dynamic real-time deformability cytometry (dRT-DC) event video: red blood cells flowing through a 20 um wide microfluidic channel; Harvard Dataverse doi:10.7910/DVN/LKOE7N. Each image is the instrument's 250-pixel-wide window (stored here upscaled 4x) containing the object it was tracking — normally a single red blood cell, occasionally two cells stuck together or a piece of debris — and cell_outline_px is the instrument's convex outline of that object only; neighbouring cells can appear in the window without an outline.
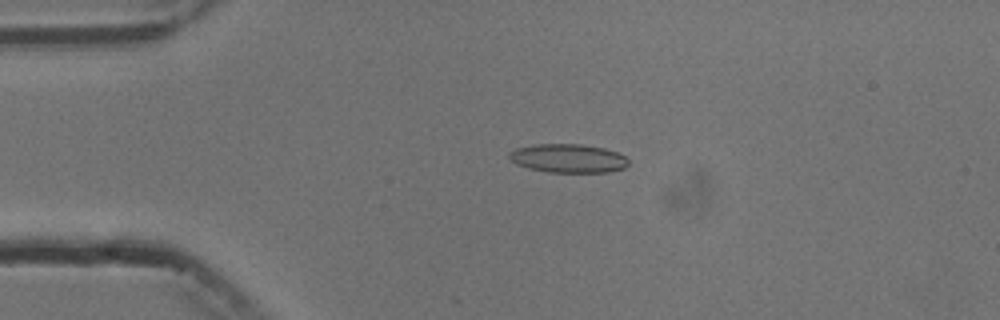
{"species": "common noctule bat (a hibernating species)", "species_latin": "Nyctalus noctula", "temperature_condition": "cold", "stored_images_in_passage": 5, "camera_frame_rate_fps": 3000, "um_per_image_px": 0.085, "animal": {"sex": "male", "body_mass_g": 13.3}, "frame": {"image": 1, "passage_image": 3, "time_ms": 2.333, "image_size_px": [1000, 320], "cell_outline_px": [[628, 164], [624, 168], [608, 172], [548, 172], [528, 168], [516, 164], [508, 156], [508, 152], [516, 148], [536, 144], [580, 144], [604, 148], [616, 152], [624, 156], [628, 160]], "centroid_in_image_um": [48.27, 13.46], "position_along_channel_um": 36.7, "area_um2": 19.88}}
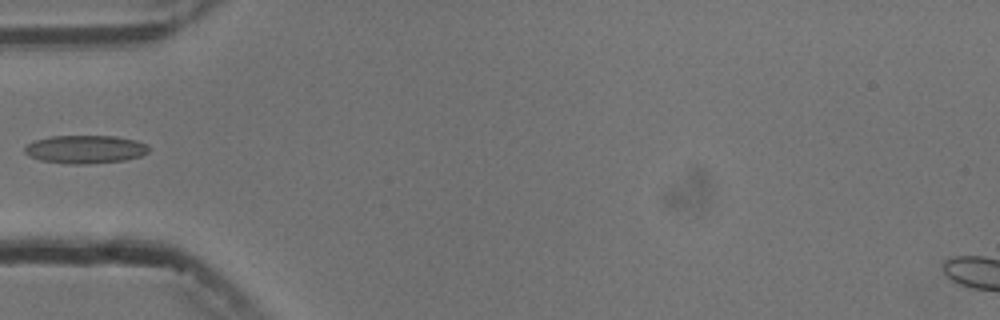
{"frame": {"image": 2, "passage_image": 4, "time_ms": 4.333, "image_size_px": [1000, 320], "cell_outline_px": [[148, 152], [140, 156], [124, 160], [84, 164], [68, 164], [40, 160], [24, 152], [24, 148], [28, 144], [36, 140], [52, 136], [116, 136], [136, 140], [148, 144]], "centroid_in_image_um": [7.27, 12.68], "position_along_channel_um": 77.7, "area_um2": 20.23}}
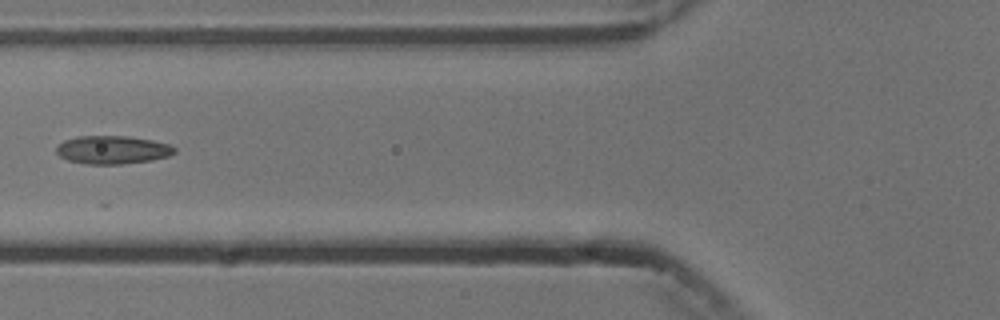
{"frame": {"image": 3, "passage_image": 5, "time_ms": 5.333, "image_size_px": [1000, 320], "cell_outline_px": [[176, 152], [168, 156], [152, 160], [120, 164], [88, 164], [68, 160], [60, 156], [56, 152], [56, 148], [64, 140], [76, 136], [128, 136], [152, 140], [168, 144], [176, 148]], "centroid_in_image_um": [9.56, 12.73], "position_along_channel_um": 116.2, "area_um2": 19.36}}